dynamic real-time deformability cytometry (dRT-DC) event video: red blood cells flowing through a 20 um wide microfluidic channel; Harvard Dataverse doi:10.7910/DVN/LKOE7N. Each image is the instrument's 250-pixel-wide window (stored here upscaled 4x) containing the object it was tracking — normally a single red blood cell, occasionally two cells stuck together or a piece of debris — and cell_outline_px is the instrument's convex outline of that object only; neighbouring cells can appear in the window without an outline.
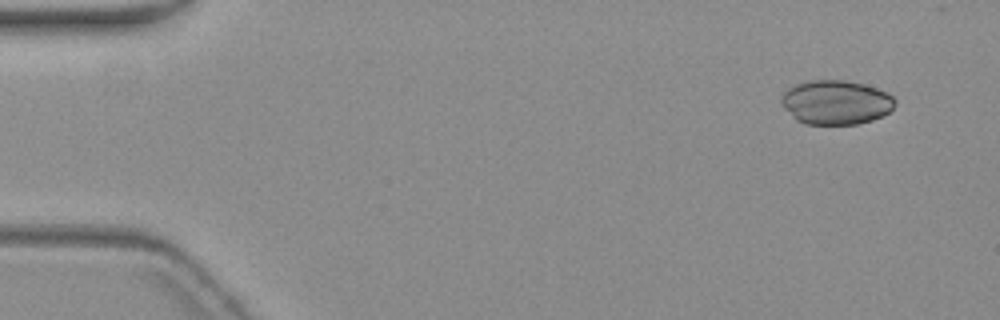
{"species": "common noctule bat (a hibernating species)", "species_latin": "Nyctalus noctula", "temperature_condition": "warm", "stored_images_in_passage": 6, "camera_frame_rate_fps": 3000, "um_per_image_px": 0.085, "animal": {"sex": "female", "body_mass_g": 19.3, "forearm_length_mm": 54.1}, "frame": {"image": 1, "passage_image": 2, "time_ms": 1.0, "image_size_px": [1000, 320], "cell_outline_px": [[896, 104], [888, 112], [872, 120], [856, 124], [804, 124], [796, 120], [780, 104], [780, 96], [788, 88], [796, 84], [812, 80], [844, 80], [876, 88], [888, 92], [896, 100]], "centroid_in_image_um": [71.02, 8.7], "position_along_channel_um": 14.0, "area_um2": 29.3}}